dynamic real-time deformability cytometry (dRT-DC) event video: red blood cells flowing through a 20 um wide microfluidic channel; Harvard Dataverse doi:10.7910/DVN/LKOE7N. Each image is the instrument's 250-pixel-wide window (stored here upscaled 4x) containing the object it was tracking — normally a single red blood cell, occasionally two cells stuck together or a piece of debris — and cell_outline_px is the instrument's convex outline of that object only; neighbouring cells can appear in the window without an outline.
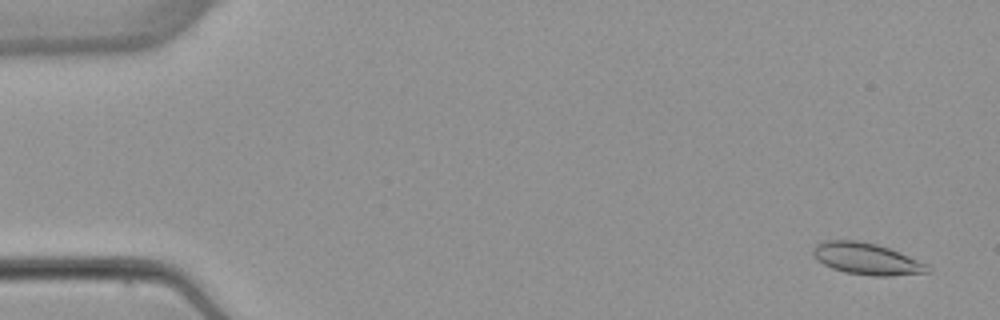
{"species": "common noctule bat (a hibernating species)", "species_latin": "Nyctalus noctula", "temperature_condition": "warm", "stored_images_in_passage": 5, "camera_frame_rate_fps": 3000, "um_per_image_px": 0.085, "animal": {"sex": "female", "body_mass_g": 22.7, "forearm_length_mm": 54.2}, "frame": {"image": 1, "passage_image": 1, "time_ms": 0.0, "image_size_px": [1000, 320], "cell_outline_px": [[932, 272], [892, 276], [872, 276], [844, 272], [832, 268], [816, 260], [812, 256], [812, 248], [816, 244], [824, 240], [856, 240], [876, 244], [900, 252], [928, 264], [932, 268]], "centroid_in_image_um": [73.67, 22.0], "position_along_channel_um": 11.3, "area_um2": 21.44}}
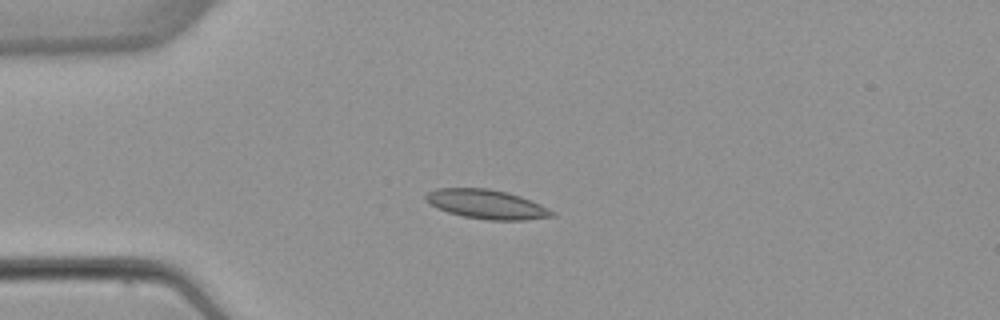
{"frame": {"image": 2, "passage_image": 4, "time_ms": 3.667, "image_size_px": [1000, 320], "cell_outline_px": [[556, 216], [524, 220], [488, 220], [464, 216], [448, 212], [436, 208], [424, 196], [428, 192], [436, 188], [488, 188], [508, 192], [520, 196], [540, 204], [556, 212]], "centroid_in_image_um": [41.4, 17.36], "position_along_channel_um": 43.6, "area_um2": 21.44}}